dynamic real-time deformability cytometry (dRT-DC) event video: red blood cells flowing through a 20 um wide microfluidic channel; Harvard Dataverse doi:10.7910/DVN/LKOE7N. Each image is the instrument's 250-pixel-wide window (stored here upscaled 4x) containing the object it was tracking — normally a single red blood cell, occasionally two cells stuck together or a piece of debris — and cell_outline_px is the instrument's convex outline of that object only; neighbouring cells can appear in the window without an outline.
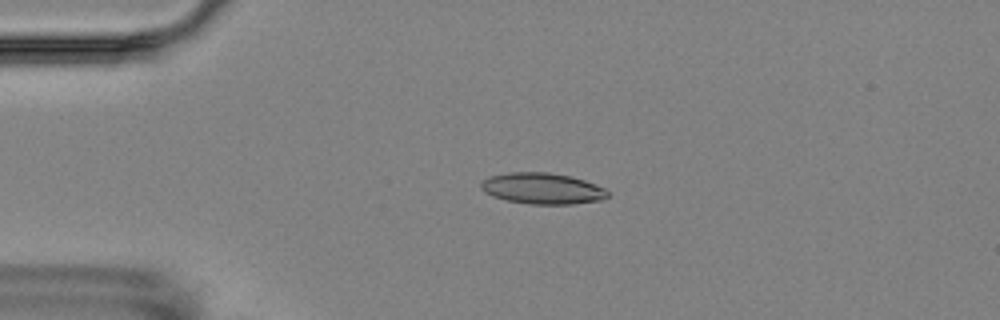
{"species": "Egyptian fruit bat (a non-hibernating species)", "species_latin": "Rousettus aegyptiacus", "temperature_condition": "room temperature", "stored_images_in_passage": 4, "camera_frame_rate_fps": 3000, "um_per_image_px": 0.085, "animal": {"sex": "female"}, "frame": {"image": 1, "passage_image": 3, "time_ms": 2.0, "image_size_px": [1000, 320], "cell_outline_px": [[608, 196], [604, 200], [572, 204], [528, 204], [508, 200], [492, 196], [484, 192], [480, 188], [480, 184], [484, 180], [492, 176], [512, 172], [548, 172], [568, 176], [584, 180], [596, 184], [604, 188], [608, 192]], "centroid_in_image_um": [46.12, 16.03], "position_along_channel_um": 38.9, "area_um2": 22.89}}